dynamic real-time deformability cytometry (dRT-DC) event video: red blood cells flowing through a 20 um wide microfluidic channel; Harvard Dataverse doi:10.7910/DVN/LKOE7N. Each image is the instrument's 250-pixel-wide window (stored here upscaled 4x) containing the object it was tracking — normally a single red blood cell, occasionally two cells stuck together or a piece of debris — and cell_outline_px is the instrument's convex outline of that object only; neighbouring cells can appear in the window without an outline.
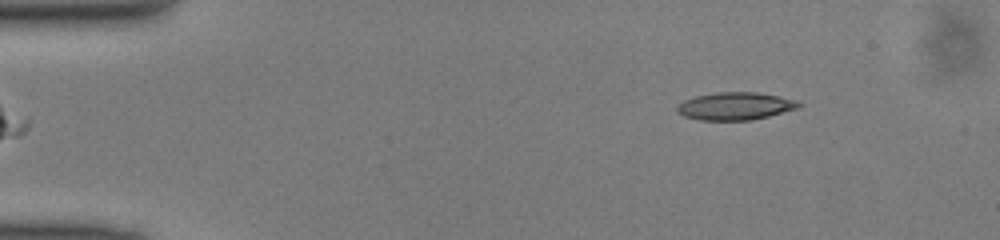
{"species": "common noctule bat (a hibernating species)", "species_latin": "Nyctalus noctula", "temperature_condition": "cold", "stored_images_in_passage": 48, "camera_frame_rate_fps": 3000, "um_per_image_px": 0.085, "animal": {"sex": "male", "body_mass_g": 13.0, "forearm_length_mm": 53.1}, "frame": {"image": 1, "passage_image": 6, "time_ms": 1.667, "image_size_px": [1000, 240], "cell_outline_px": [[804, 104], [796, 108], [768, 116], [752, 120], [700, 120], [684, 116], [676, 112], [676, 108], [684, 100], [696, 96], [716, 92], [756, 92], [780, 96], [796, 100]], "centroid_in_image_um": [62.49, 9.01], "position_along_channel_um": 22.5, "area_um2": 19.54}}
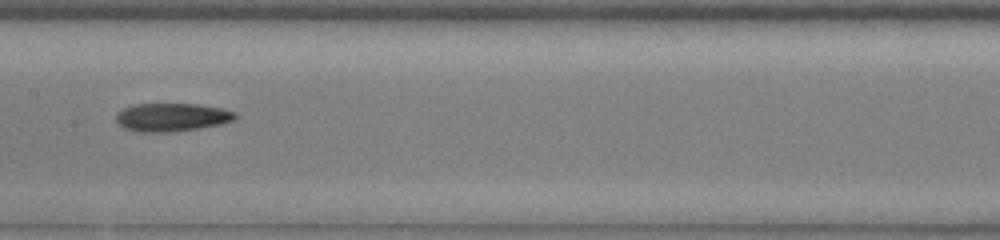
{"frame": {"image": 2, "passage_image": 24, "time_ms": 7.667, "image_size_px": [1000, 240], "cell_outline_px": [[240, 116], [232, 120], [220, 124], [172, 132], [136, 132], [124, 128], [116, 120], [116, 112], [124, 108], [136, 104], [196, 104], [220, 108], [236, 112]], "centroid_in_image_um": [14.59, 9.96], "position_along_channel_um": 192.8, "area_um2": 19.54}}
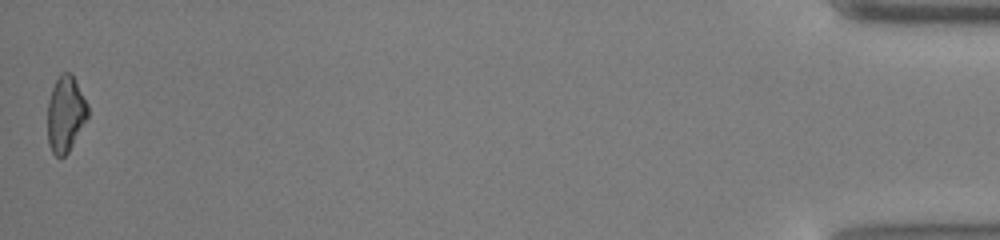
{"frame": {"image": 3, "passage_image": 48, "time_ms": 15.667, "image_size_px": [1000, 240], "cell_outline_px": [[88, 116], [68, 152], [64, 156], [56, 156], [52, 152], [48, 144], [48, 100], [52, 88], [60, 72], [72, 72], [88, 104]], "centroid_in_image_um": [5.57, 9.64], "position_along_channel_um": 429.6, "area_um2": 17.8}}